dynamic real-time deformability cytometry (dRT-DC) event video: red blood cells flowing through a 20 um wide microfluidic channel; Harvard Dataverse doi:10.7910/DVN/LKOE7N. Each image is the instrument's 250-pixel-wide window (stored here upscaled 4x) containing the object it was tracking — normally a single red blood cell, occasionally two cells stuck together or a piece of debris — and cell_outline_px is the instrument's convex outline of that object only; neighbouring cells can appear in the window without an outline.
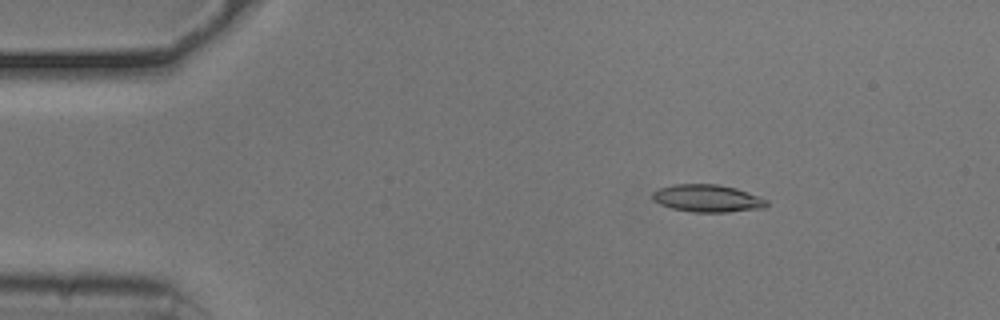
{"species": "common noctule bat (a hibernating species)", "species_latin": "Nyctalus noctula", "temperature_condition": "cold", "stored_images_in_passage": 49, "camera_frame_rate_fps": 3000, "um_per_image_px": 0.085, "animal": {"sex": "male", "body_mass_g": 20.5, "forearm_length_mm": 52.5}, "frame": {"image": 1, "passage_image": 4, "time_ms": 1.0, "image_size_px": [1000, 320], "cell_outline_px": [[768, 204], [764, 208], [728, 212], [692, 212], [672, 208], [660, 204], [652, 200], [652, 192], [656, 188], [672, 184], [716, 184], [736, 188], [748, 192], [768, 200]], "centroid_in_image_um": [60.1, 16.85], "position_along_channel_um": 24.9, "area_um2": 18.44}}
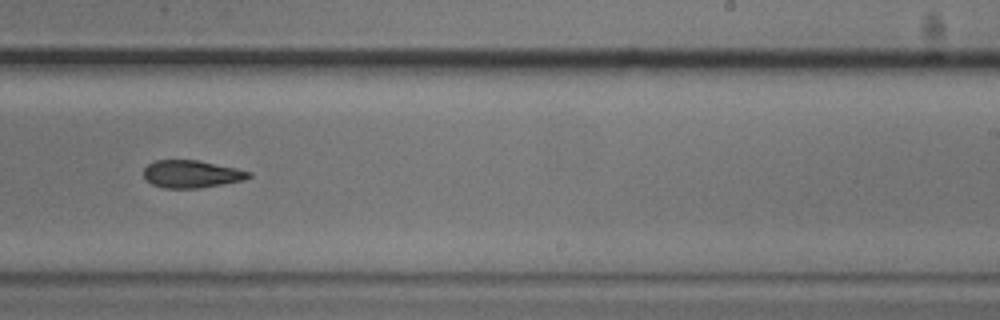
{"frame": {"image": 2, "passage_image": 29, "time_ms": 9.333, "image_size_px": [1000, 320], "cell_outline_px": [[252, 176], [244, 180], [200, 188], [164, 188], [152, 184], [144, 176], [144, 168], [148, 164], [156, 160], [196, 160], [236, 168], [252, 172]], "centroid_in_image_um": [16.29, 14.79], "position_along_channel_um": 272.7, "area_um2": 16.76}}
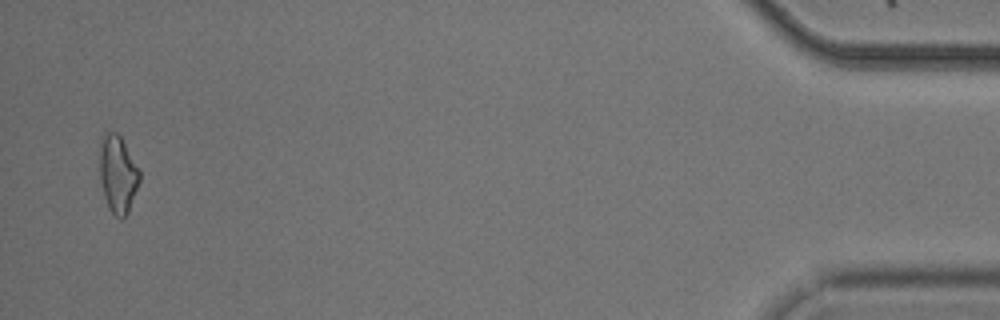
{"frame": {"image": 3, "passage_image": 48, "time_ms": 15.667, "image_size_px": [1000, 320], "cell_outline_px": [[140, 180], [128, 212], [120, 220], [108, 208], [104, 196], [100, 180], [100, 144], [104, 136], [108, 132], [116, 132], [120, 136], [140, 168]], "centroid_in_image_um": [10.03, 14.81], "position_along_channel_um": 425.2, "area_um2": 17.92}, "authors_computed_cell_mechanics": {"area_um2": 17.629, "velocity_mm_per_s": 3.7615, "shape_relaxation_time_tau1_ms": null, "shape_relaxation_time_tau2_ms": 7.0419, "deformation_change_tau1": null, "deformation_change_tau2": 0.1635}}